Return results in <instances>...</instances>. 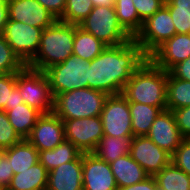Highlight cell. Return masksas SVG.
Listing matches in <instances>:
<instances>
[{
	"mask_svg": "<svg viewBox=\"0 0 190 190\" xmlns=\"http://www.w3.org/2000/svg\"><path fill=\"white\" fill-rule=\"evenodd\" d=\"M168 72L175 78L190 81V57L174 65Z\"/></svg>",
	"mask_w": 190,
	"mask_h": 190,
	"instance_id": "40",
	"label": "cell"
},
{
	"mask_svg": "<svg viewBox=\"0 0 190 190\" xmlns=\"http://www.w3.org/2000/svg\"><path fill=\"white\" fill-rule=\"evenodd\" d=\"M167 71L147 59L125 84L122 95L128 102H137L167 109Z\"/></svg>",
	"mask_w": 190,
	"mask_h": 190,
	"instance_id": "2",
	"label": "cell"
},
{
	"mask_svg": "<svg viewBox=\"0 0 190 190\" xmlns=\"http://www.w3.org/2000/svg\"><path fill=\"white\" fill-rule=\"evenodd\" d=\"M176 34L169 8L164 4L143 22L141 30L133 38L149 57L158 47Z\"/></svg>",
	"mask_w": 190,
	"mask_h": 190,
	"instance_id": "8",
	"label": "cell"
},
{
	"mask_svg": "<svg viewBox=\"0 0 190 190\" xmlns=\"http://www.w3.org/2000/svg\"><path fill=\"white\" fill-rule=\"evenodd\" d=\"M171 162L190 176V138L181 141L171 156Z\"/></svg>",
	"mask_w": 190,
	"mask_h": 190,
	"instance_id": "35",
	"label": "cell"
},
{
	"mask_svg": "<svg viewBox=\"0 0 190 190\" xmlns=\"http://www.w3.org/2000/svg\"><path fill=\"white\" fill-rule=\"evenodd\" d=\"M50 82L53 97L75 89L88 88L89 61L74 54L64 62L55 64L44 71Z\"/></svg>",
	"mask_w": 190,
	"mask_h": 190,
	"instance_id": "7",
	"label": "cell"
},
{
	"mask_svg": "<svg viewBox=\"0 0 190 190\" xmlns=\"http://www.w3.org/2000/svg\"><path fill=\"white\" fill-rule=\"evenodd\" d=\"M46 8L54 17L59 20L65 11L66 0H37Z\"/></svg>",
	"mask_w": 190,
	"mask_h": 190,
	"instance_id": "39",
	"label": "cell"
},
{
	"mask_svg": "<svg viewBox=\"0 0 190 190\" xmlns=\"http://www.w3.org/2000/svg\"><path fill=\"white\" fill-rule=\"evenodd\" d=\"M93 8L91 0H66L65 11L59 21L79 25Z\"/></svg>",
	"mask_w": 190,
	"mask_h": 190,
	"instance_id": "32",
	"label": "cell"
},
{
	"mask_svg": "<svg viewBox=\"0 0 190 190\" xmlns=\"http://www.w3.org/2000/svg\"><path fill=\"white\" fill-rule=\"evenodd\" d=\"M115 10L120 25L134 38L141 30L143 21L139 18L132 0H115Z\"/></svg>",
	"mask_w": 190,
	"mask_h": 190,
	"instance_id": "29",
	"label": "cell"
},
{
	"mask_svg": "<svg viewBox=\"0 0 190 190\" xmlns=\"http://www.w3.org/2000/svg\"><path fill=\"white\" fill-rule=\"evenodd\" d=\"M81 154L70 141L64 140L52 150L39 151V162L49 172L63 163L76 160Z\"/></svg>",
	"mask_w": 190,
	"mask_h": 190,
	"instance_id": "23",
	"label": "cell"
},
{
	"mask_svg": "<svg viewBox=\"0 0 190 190\" xmlns=\"http://www.w3.org/2000/svg\"><path fill=\"white\" fill-rule=\"evenodd\" d=\"M8 8L7 5L0 7V34H3L4 28L8 22Z\"/></svg>",
	"mask_w": 190,
	"mask_h": 190,
	"instance_id": "42",
	"label": "cell"
},
{
	"mask_svg": "<svg viewBox=\"0 0 190 190\" xmlns=\"http://www.w3.org/2000/svg\"><path fill=\"white\" fill-rule=\"evenodd\" d=\"M9 122L22 139H27L38 118L42 115L38 110L29 107L26 103L18 104L10 110H4Z\"/></svg>",
	"mask_w": 190,
	"mask_h": 190,
	"instance_id": "22",
	"label": "cell"
},
{
	"mask_svg": "<svg viewBox=\"0 0 190 190\" xmlns=\"http://www.w3.org/2000/svg\"><path fill=\"white\" fill-rule=\"evenodd\" d=\"M146 136L171 156L184 139L179 132L172 111L168 109L161 111L155 118Z\"/></svg>",
	"mask_w": 190,
	"mask_h": 190,
	"instance_id": "16",
	"label": "cell"
},
{
	"mask_svg": "<svg viewBox=\"0 0 190 190\" xmlns=\"http://www.w3.org/2000/svg\"><path fill=\"white\" fill-rule=\"evenodd\" d=\"M148 59L134 40L107 46L89 62L88 88L108 95L121 94L132 74Z\"/></svg>",
	"mask_w": 190,
	"mask_h": 190,
	"instance_id": "1",
	"label": "cell"
},
{
	"mask_svg": "<svg viewBox=\"0 0 190 190\" xmlns=\"http://www.w3.org/2000/svg\"><path fill=\"white\" fill-rule=\"evenodd\" d=\"M176 34H190V0H165Z\"/></svg>",
	"mask_w": 190,
	"mask_h": 190,
	"instance_id": "31",
	"label": "cell"
},
{
	"mask_svg": "<svg viewBox=\"0 0 190 190\" xmlns=\"http://www.w3.org/2000/svg\"><path fill=\"white\" fill-rule=\"evenodd\" d=\"M129 109L133 137L146 136L149 133L155 118L162 111L159 107L137 102H129Z\"/></svg>",
	"mask_w": 190,
	"mask_h": 190,
	"instance_id": "24",
	"label": "cell"
},
{
	"mask_svg": "<svg viewBox=\"0 0 190 190\" xmlns=\"http://www.w3.org/2000/svg\"><path fill=\"white\" fill-rule=\"evenodd\" d=\"M8 20L27 23L45 29L57 19L37 0H7Z\"/></svg>",
	"mask_w": 190,
	"mask_h": 190,
	"instance_id": "15",
	"label": "cell"
},
{
	"mask_svg": "<svg viewBox=\"0 0 190 190\" xmlns=\"http://www.w3.org/2000/svg\"><path fill=\"white\" fill-rule=\"evenodd\" d=\"M175 122L183 138H190V106L172 110Z\"/></svg>",
	"mask_w": 190,
	"mask_h": 190,
	"instance_id": "37",
	"label": "cell"
},
{
	"mask_svg": "<svg viewBox=\"0 0 190 190\" xmlns=\"http://www.w3.org/2000/svg\"><path fill=\"white\" fill-rule=\"evenodd\" d=\"M161 190H190V176L172 162L154 175Z\"/></svg>",
	"mask_w": 190,
	"mask_h": 190,
	"instance_id": "28",
	"label": "cell"
},
{
	"mask_svg": "<svg viewBox=\"0 0 190 190\" xmlns=\"http://www.w3.org/2000/svg\"><path fill=\"white\" fill-rule=\"evenodd\" d=\"M139 18L144 22L158 11L164 4L165 0H132Z\"/></svg>",
	"mask_w": 190,
	"mask_h": 190,
	"instance_id": "36",
	"label": "cell"
},
{
	"mask_svg": "<svg viewBox=\"0 0 190 190\" xmlns=\"http://www.w3.org/2000/svg\"><path fill=\"white\" fill-rule=\"evenodd\" d=\"M26 65L13 52L3 34H0V71L3 74L17 73Z\"/></svg>",
	"mask_w": 190,
	"mask_h": 190,
	"instance_id": "33",
	"label": "cell"
},
{
	"mask_svg": "<svg viewBox=\"0 0 190 190\" xmlns=\"http://www.w3.org/2000/svg\"><path fill=\"white\" fill-rule=\"evenodd\" d=\"M16 86L24 103L38 110L41 114L53 112L54 97L50 89V82L43 71L25 66L16 73Z\"/></svg>",
	"mask_w": 190,
	"mask_h": 190,
	"instance_id": "6",
	"label": "cell"
},
{
	"mask_svg": "<svg viewBox=\"0 0 190 190\" xmlns=\"http://www.w3.org/2000/svg\"><path fill=\"white\" fill-rule=\"evenodd\" d=\"M23 139L17 134L5 111H0V151L10 148Z\"/></svg>",
	"mask_w": 190,
	"mask_h": 190,
	"instance_id": "34",
	"label": "cell"
},
{
	"mask_svg": "<svg viewBox=\"0 0 190 190\" xmlns=\"http://www.w3.org/2000/svg\"><path fill=\"white\" fill-rule=\"evenodd\" d=\"M100 117L104 135L133 137L129 102L122 94L107 97Z\"/></svg>",
	"mask_w": 190,
	"mask_h": 190,
	"instance_id": "10",
	"label": "cell"
},
{
	"mask_svg": "<svg viewBox=\"0 0 190 190\" xmlns=\"http://www.w3.org/2000/svg\"><path fill=\"white\" fill-rule=\"evenodd\" d=\"M166 104L171 111L190 106V81L175 78L167 72Z\"/></svg>",
	"mask_w": 190,
	"mask_h": 190,
	"instance_id": "27",
	"label": "cell"
},
{
	"mask_svg": "<svg viewBox=\"0 0 190 190\" xmlns=\"http://www.w3.org/2000/svg\"><path fill=\"white\" fill-rule=\"evenodd\" d=\"M74 37L75 25L57 20L43 30L38 52L26 66L44 72L49 67L64 62L73 54Z\"/></svg>",
	"mask_w": 190,
	"mask_h": 190,
	"instance_id": "3",
	"label": "cell"
},
{
	"mask_svg": "<svg viewBox=\"0 0 190 190\" xmlns=\"http://www.w3.org/2000/svg\"><path fill=\"white\" fill-rule=\"evenodd\" d=\"M27 140L38 150H52L65 140L64 124L54 112L42 114Z\"/></svg>",
	"mask_w": 190,
	"mask_h": 190,
	"instance_id": "14",
	"label": "cell"
},
{
	"mask_svg": "<svg viewBox=\"0 0 190 190\" xmlns=\"http://www.w3.org/2000/svg\"><path fill=\"white\" fill-rule=\"evenodd\" d=\"M7 5V0H0V7Z\"/></svg>",
	"mask_w": 190,
	"mask_h": 190,
	"instance_id": "44",
	"label": "cell"
},
{
	"mask_svg": "<svg viewBox=\"0 0 190 190\" xmlns=\"http://www.w3.org/2000/svg\"><path fill=\"white\" fill-rule=\"evenodd\" d=\"M78 26L107 46H118L133 39L120 25L115 7L95 6Z\"/></svg>",
	"mask_w": 190,
	"mask_h": 190,
	"instance_id": "5",
	"label": "cell"
},
{
	"mask_svg": "<svg viewBox=\"0 0 190 190\" xmlns=\"http://www.w3.org/2000/svg\"><path fill=\"white\" fill-rule=\"evenodd\" d=\"M107 45L98 40L94 35L75 25L73 41V54L87 61H92L101 54Z\"/></svg>",
	"mask_w": 190,
	"mask_h": 190,
	"instance_id": "26",
	"label": "cell"
},
{
	"mask_svg": "<svg viewBox=\"0 0 190 190\" xmlns=\"http://www.w3.org/2000/svg\"><path fill=\"white\" fill-rule=\"evenodd\" d=\"M2 152L8 157L14 174L21 173L39 162V151L27 139Z\"/></svg>",
	"mask_w": 190,
	"mask_h": 190,
	"instance_id": "20",
	"label": "cell"
},
{
	"mask_svg": "<svg viewBox=\"0 0 190 190\" xmlns=\"http://www.w3.org/2000/svg\"><path fill=\"white\" fill-rule=\"evenodd\" d=\"M65 140L82 153H93L104 136L100 116L63 120Z\"/></svg>",
	"mask_w": 190,
	"mask_h": 190,
	"instance_id": "11",
	"label": "cell"
},
{
	"mask_svg": "<svg viewBox=\"0 0 190 190\" xmlns=\"http://www.w3.org/2000/svg\"><path fill=\"white\" fill-rule=\"evenodd\" d=\"M45 190H83L82 154L76 160L49 171Z\"/></svg>",
	"mask_w": 190,
	"mask_h": 190,
	"instance_id": "18",
	"label": "cell"
},
{
	"mask_svg": "<svg viewBox=\"0 0 190 190\" xmlns=\"http://www.w3.org/2000/svg\"><path fill=\"white\" fill-rule=\"evenodd\" d=\"M22 103L20 89L16 86V73L0 76V111L10 110Z\"/></svg>",
	"mask_w": 190,
	"mask_h": 190,
	"instance_id": "30",
	"label": "cell"
},
{
	"mask_svg": "<svg viewBox=\"0 0 190 190\" xmlns=\"http://www.w3.org/2000/svg\"><path fill=\"white\" fill-rule=\"evenodd\" d=\"M93 6H107V7H114L115 0H91Z\"/></svg>",
	"mask_w": 190,
	"mask_h": 190,
	"instance_id": "43",
	"label": "cell"
},
{
	"mask_svg": "<svg viewBox=\"0 0 190 190\" xmlns=\"http://www.w3.org/2000/svg\"><path fill=\"white\" fill-rule=\"evenodd\" d=\"M158 186L154 176H149L137 184L118 188L117 190H157Z\"/></svg>",
	"mask_w": 190,
	"mask_h": 190,
	"instance_id": "41",
	"label": "cell"
},
{
	"mask_svg": "<svg viewBox=\"0 0 190 190\" xmlns=\"http://www.w3.org/2000/svg\"><path fill=\"white\" fill-rule=\"evenodd\" d=\"M83 190H117L110 163L94 153H82Z\"/></svg>",
	"mask_w": 190,
	"mask_h": 190,
	"instance_id": "13",
	"label": "cell"
},
{
	"mask_svg": "<svg viewBox=\"0 0 190 190\" xmlns=\"http://www.w3.org/2000/svg\"><path fill=\"white\" fill-rule=\"evenodd\" d=\"M133 137L118 138L104 135L93 152L98 158L111 163L121 156L130 154Z\"/></svg>",
	"mask_w": 190,
	"mask_h": 190,
	"instance_id": "25",
	"label": "cell"
},
{
	"mask_svg": "<svg viewBox=\"0 0 190 190\" xmlns=\"http://www.w3.org/2000/svg\"><path fill=\"white\" fill-rule=\"evenodd\" d=\"M130 155L149 176H154L171 163V155L147 136L133 137Z\"/></svg>",
	"mask_w": 190,
	"mask_h": 190,
	"instance_id": "12",
	"label": "cell"
},
{
	"mask_svg": "<svg viewBox=\"0 0 190 190\" xmlns=\"http://www.w3.org/2000/svg\"><path fill=\"white\" fill-rule=\"evenodd\" d=\"M48 171L40 163H36L29 169L14 174L9 190H45L48 183Z\"/></svg>",
	"mask_w": 190,
	"mask_h": 190,
	"instance_id": "21",
	"label": "cell"
},
{
	"mask_svg": "<svg viewBox=\"0 0 190 190\" xmlns=\"http://www.w3.org/2000/svg\"><path fill=\"white\" fill-rule=\"evenodd\" d=\"M14 176L8 157L0 151V187L7 189Z\"/></svg>",
	"mask_w": 190,
	"mask_h": 190,
	"instance_id": "38",
	"label": "cell"
},
{
	"mask_svg": "<svg viewBox=\"0 0 190 190\" xmlns=\"http://www.w3.org/2000/svg\"><path fill=\"white\" fill-rule=\"evenodd\" d=\"M190 57V34H175L158 47L148 59L158 68L169 71L177 63Z\"/></svg>",
	"mask_w": 190,
	"mask_h": 190,
	"instance_id": "17",
	"label": "cell"
},
{
	"mask_svg": "<svg viewBox=\"0 0 190 190\" xmlns=\"http://www.w3.org/2000/svg\"><path fill=\"white\" fill-rule=\"evenodd\" d=\"M108 96L91 88L60 93L54 97L53 112L61 120L97 117L101 115Z\"/></svg>",
	"mask_w": 190,
	"mask_h": 190,
	"instance_id": "4",
	"label": "cell"
},
{
	"mask_svg": "<svg viewBox=\"0 0 190 190\" xmlns=\"http://www.w3.org/2000/svg\"><path fill=\"white\" fill-rule=\"evenodd\" d=\"M43 30L27 23L8 20L3 36L13 52L27 65L38 52Z\"/></svg>",
	"mask_w": 190,
	"mask_h": 190,
	"instance_id": "9",
	"label": "cell"
},
{
	"mask_svg": "<svg viewBox=\"0 0 190 190\" xmlns=\"http://www.w3.org/2000/svg\"><path fill=\"white\" fill-rule=\"evenodd\" d=\"M118 188L137 184L149 177V174L131 157L124 155L110 163Z\"/></svg>",
	"mask_w": 190,
	"mask_h": 190,
	"instance_id": "19",
	"label": "cell"
}]
</instances>
